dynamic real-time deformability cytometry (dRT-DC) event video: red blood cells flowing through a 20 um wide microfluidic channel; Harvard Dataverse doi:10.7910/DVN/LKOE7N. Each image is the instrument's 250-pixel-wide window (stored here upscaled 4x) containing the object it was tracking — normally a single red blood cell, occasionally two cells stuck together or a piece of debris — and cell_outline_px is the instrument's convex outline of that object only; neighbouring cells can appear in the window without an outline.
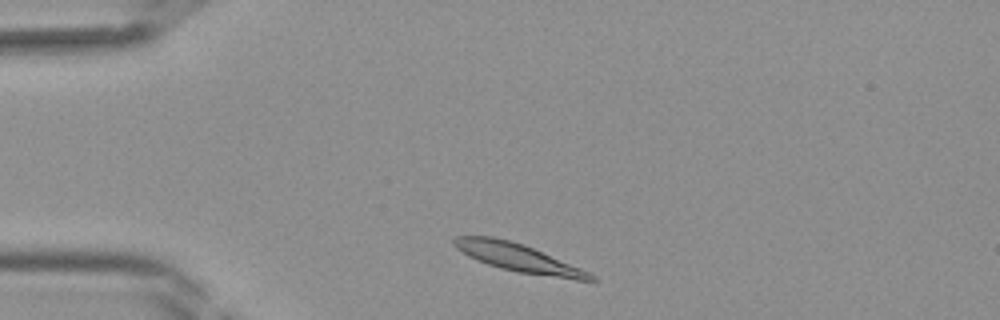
{"species": "Egyptian fruit bat (a non-hibernating species)", "species_latin": "Rousettus aegyptiacus", "temperature_condition": "room temperature", "stored_images_in_passage": 33, "camera_frame_rate_fps": 3000, "um_per_image_px": 0.085, "frame": {"image": 1, "passage_image": 1, "time_ms": 0.0, "image_size_px": [1000, 320], "cell_outline_px": [[596, 280], [576, 280], [516, 272], [500, 268], [488, 264], [468, 256], [456, 248], [452, 244], [452, 240], [456, 236], [492, 236], [524, 244], [580, 268], [596, 276]], "centroid_in_image_um": [44.02, 21.9], "position_along_channel_um": 41.0, "area_um2": 22.14}}
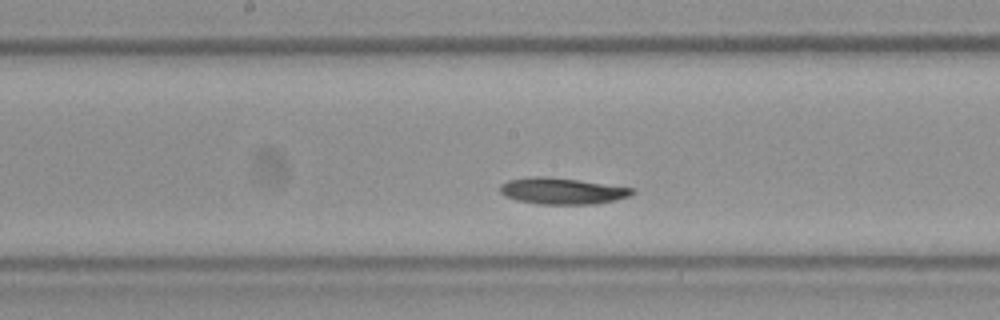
{"frame": {"image": 2, "passage_image": 13, "time_ms": 4.0, "image_size_px": [1000, 320], "cell_outline_px": [[636, 192], [632, 196], [616, 200], [592, 204], [536, 204], [516, 200], [504, 196], [500, 192], [500, 184], [508, 180], [536, 176], [544, 176], [580, 180], [636, 188]], "centroid_in_image_um": [47.82, 16.23], "position_along_channel_um": 200.4, "area_um2": 20.58}}
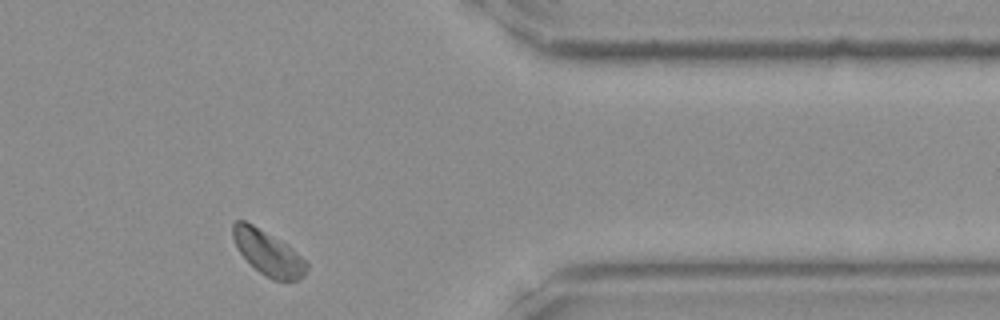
{"frame": {"image": 3, "passage_image": 26, "time_ms": 8.333, "image_size_px": [1000, 320], "cell_outline_px": [[308, 268], [304, 276], [296, 280], [272, 280], [260, 272], [236, 248], [232, 236], [232, 224], [236, 220], [244, 220], [252, 224], [280, 240], [292, 248], [308, 264]], "centroid_in_image_um": [22.77, 21.48], "position_along_channel_um": 388.6, "area_um2": 18.84}}